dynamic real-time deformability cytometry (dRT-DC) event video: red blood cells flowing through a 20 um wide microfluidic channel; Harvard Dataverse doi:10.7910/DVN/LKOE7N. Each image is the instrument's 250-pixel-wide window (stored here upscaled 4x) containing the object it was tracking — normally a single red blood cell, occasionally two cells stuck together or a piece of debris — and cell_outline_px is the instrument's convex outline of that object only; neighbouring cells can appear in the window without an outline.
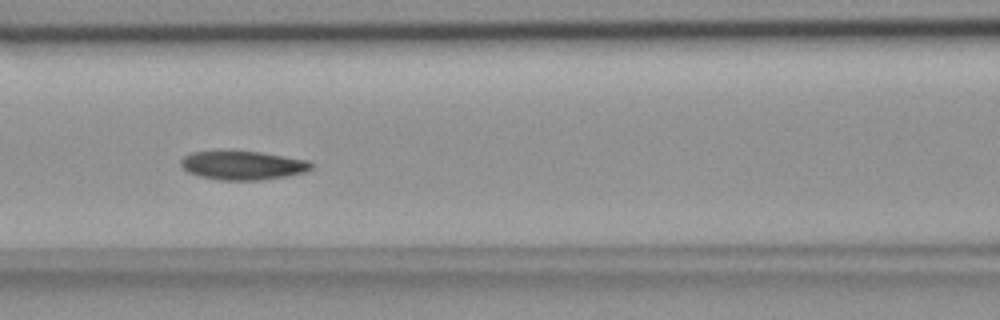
{"species": "common noctule bat (a hibernating species)", "species_latin": "Nyctalus noctula", "temperature_condition": "room temperature", "stored_images_in_passage": 41, "camera_frame_rate_fps": 3000, "um_per_image_px": 0.085, "animal": {"sex": "female", "body_mass_g": 18.4}, "frame": {"image": 1, "passage_image": 11, "time_ms": 3.333, "image_size_px": [1000, 320], "cell_outline_px": [[312, 168], [304, 172], [288, 176], [260, 180], [220, 180], [200, 176], [188, 172], [180, 164], [180, 160], [184, 156], [192, 152], [256, 152], [308, 160], [312, 164]], "centroid_in_image_um": [20.63, 14.07], "position_along_channel_um": 146.0, "area_um2": 21.44}}
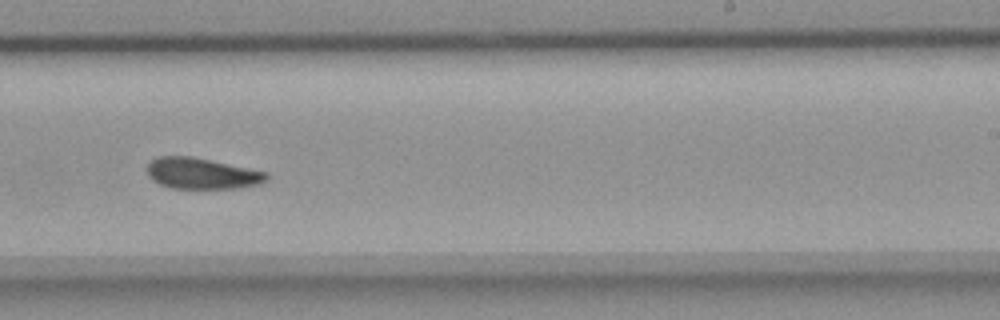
{"frame": {"image": 2, "passage_image": 21, "time_ms": 6.667, "image_size_px": [1000, 320], "cell_outline_px": [[268, 180], [260, 184], [240, 188], [168, 188], [152, 180], [148, 176], [148, 164], [152, 160], [160, 156], [192, 156], [268, 172]], "centroid_in_image_um": [17.18, 14.75], "position_along_channel_um": 271.8, "area_um2": 21.68}}
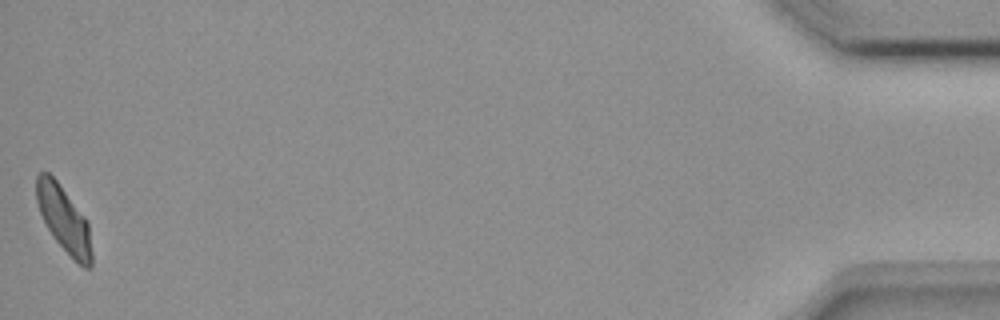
{"frame": {"image": 3, "passage_image": 41, "time_ms": 13.333, "image_size_px": [1000, 320], "cell_outline_px": [[92, 268], [84, 268], [52, 236], [40, 212], [36, 200], [36, 176], [40, 172], [48, 172], [56, 180], [88, 220], [92, 252]], "centroid_in_image_um": [5.45, 18.62], "position_along_channel_um": 429.8, "area_um2": 20.92}, "authors_computed_cell_mechanics": {"area_um2": 22.0796, "velocity_mm_per_s": 3.7989, "shape_relaxation_time_tau1_ms": 9.0081, "shape_relaxation_time_tau2_ms": null, "deformation_change_tau1": 0.1657, "deformation_change_tau2": null}}